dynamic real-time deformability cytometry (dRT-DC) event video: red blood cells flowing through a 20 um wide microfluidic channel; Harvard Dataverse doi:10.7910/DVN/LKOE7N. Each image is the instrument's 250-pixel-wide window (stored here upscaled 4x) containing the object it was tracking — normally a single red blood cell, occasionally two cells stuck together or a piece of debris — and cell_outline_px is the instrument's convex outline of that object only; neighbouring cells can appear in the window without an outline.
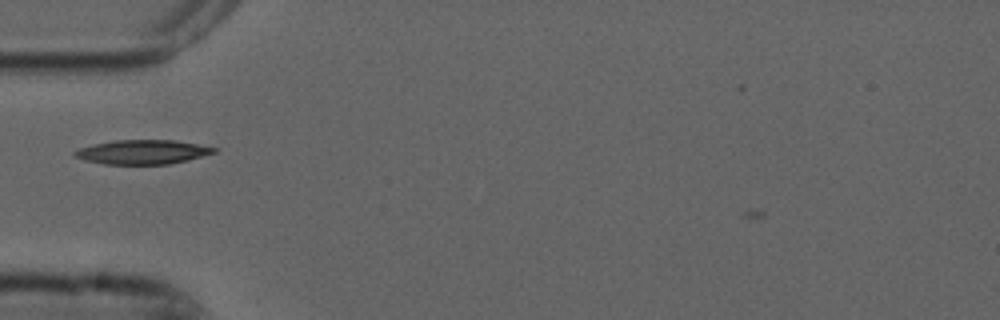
{"species": "common noctule bat (a hibernating species)", "species_latin": "Nyctalus noctula", "temperature_condition": "cold", "stored_images_in_passage": 38, "camera_frame_rate_fps": 3000, "um_per_image_px": 0.085, "animal": {"sex": "male", "forearm_length_mm": 52.5}, "frame": {"image": 1, "passage_image": 1, "time_ms": 0.0, "image_size_px": [1000, 320], "cell_outline_px": [[216, 152], [188, 160], [168, 164], [104, 164], [84, 160], [72, 156], [72, 152], [80, 148], [92, 144], [116, 140], [176, 140], [216, 148]], "centroid_in_image_um": [12.06, 12.92], "position_along_channel_um": 72.9, "area_um2": 19.65}}
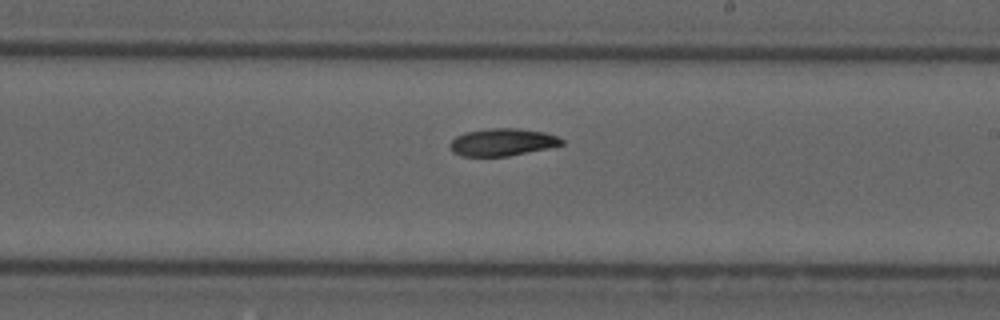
{"frame": {"image": 2, "passage_image": 15, "time_ms": 4.667, "image_size_px": [1000, 320], "cell_outline_px": [[564, 144], [548, 148], [508, 156], [460, 156], [452, 152], [448, 144], [456, 136], [464, 132], [488, 128], [520, 128], [544, 132], [556, 136], [564, 140]], "centroid_in_image_um": [42.67, 12.08], "position_along_channel_um": 246.3, "area_um2": 17.98}}
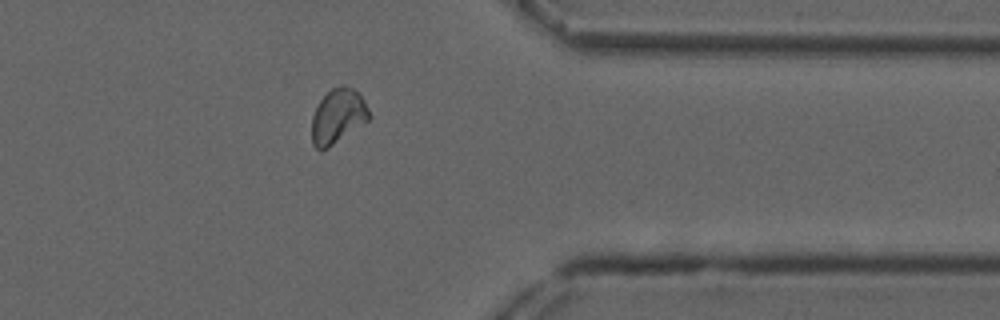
{"frame": {"image": 3, "passage_image": 27, "time_ms": 8.667, "image_size_px": [1000, 320], "cell_outline_px": [[372, 116], [368, 120], [328, 148], [320, 152], [312, 144], [312, 116], [320, 100], [332, 88], [344, 84], [352, 88], [364, 100]], "centroid_in_image_um": [28.71, 9.89], "position_along_channel_um": 382.7, "area_um2": 18.15}}